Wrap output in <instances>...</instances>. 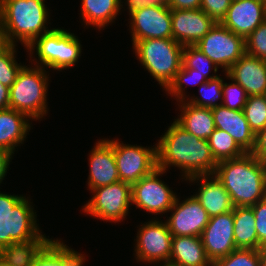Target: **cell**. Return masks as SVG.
I'll return each instance as SVG.
<instances>
[{
	"label": "cell",
	"instance_id": "obj_1",
	"mask_svg": "<svg viewBox=\"0 0 266 266\" xmlns=\"http://www.w3.org/2000/svg\"><path fill=\"white\" fill-rule=\"evenodd\" d=\"M156 143L157 168L167 172L177 167L182 179L197 175H213L218 163L214 159L208 140L188 133L175 120Z\"/></svg>",
	"mask_w": 266,
	"mask_h": 266
},
{
	"label": "cell",
	"instance_id": "obj_2",
	"mask_svg": "<svg viewBox=\"0 0 266 266\" xmlns=\"http://www.w3.org/2000/svg\"><path fill=\"white\" fill-rule=\"evenodd\" d=\"M214 175L229 193L234 207H251L266 198V163L252 153L218 162Z\"/></svg>",
	"mask_w": 266,
	"mask_h": 266
},
{
	"label": "cell",
	"instance_id": "obj_3",
	"mask_svg": "<svg viewBox=\"0 0 266 266\" xmlns=\"http://www.w3.org/2000/svg\"><path fill=\"white\" fill-rule=\"evenodd\" d=\"M36 212L0 216V257L13 266H30L52 240L37 224Z\"/></svg>",
	"mask_w": 266,
	"mask_h": 266
},
{
	"label": "cell",
	"instance_id": "obj_4",
	"mask_svg": "<svg viewBox=\"0 0 266 266\" xmlns=\"http://www.w3.org/2000/svg\"><path fill=\"white\" fill-rule=\"evenodd\" d=\"M49 13L45 0L0 1V15L11 45L20 41L26 48L36 38L51 31L47 27Z\"/></svg>",
	"mask_w": 266,
	"mask_h": 266
},
{
	"label": "cell",
	"instance_id": "obj_5",
	"mask_svg": "<svg viewBox=\"0 0 266 266\" xmlns=\"http://www.w3.org/2000/svg\"><path fill=\"white\" fill-rule=\"evenodd\" d=\"M144 69L166 90L183 63V45L173 38L138 40L132 44Z\"/></svg>",
	"mask_w": 266,
	"mask_h": 266
},
{
	"label": "cell",
	"instance_id": "obj_6",
	"mask_svg": "<svg viewBox=\"0 0 266 266\" xmlns=\"http://www.w3.org/2000/svg\"><path fill=\"white\" fill-rule=\"evenodd\" d=\"M49 75L41 66L23 65L10 87L9 108L26 114L32 121L44 118L49 109Z\"/></svg>",
	"mask_w": 266,
	"mask_h": 266
},
{
	"label": "cell",
	"instance_id": "obj_7",
	"mask_svg": "<svg viewBox=\"0 0 266 266\" xmlns=\"http://www.w3.org/2000/svg\"><path fill=\"white\" fill-rule=\"evenodd\" d=\"M25 49L30 52L29 58L34 65L61 71L76 65L81 56L82 45L74 33L63 28H52L51 31L36 38ZM34 51L35 56L38 55V60L32 55Z\"/></svg>",
	"mask_w": 266,
	"mask_h": 266
},
{
	"label": "cell",
	"instance_id": "obj_8",
	"mask_svg": "<svg viewBox=\"0 0 266 266\" xmlns=\"http://www.w3.org/2000/svg\"><path fill=\"white\" fill-rule=\"evenodd\" d=\"M92 198L82 206L84 213L109 222H121L132 205V185L118 181L90 190Z\"/></svg>",
	"mask_w": 266,
	"mask_h": 266
},
{
	"label": "cell",
	"instance_id": "obj_9",
	"mask_svg": "<svg viewBox=\"0 0 266 266\" xmlns=\"http://www.w3.org/2000/svg\"><path fill=\"white\" fill-rule=\"evenodd\" d=\"M222 71L227 72L245 53V38L235 34L221 23L213 28L195 45Z\"/></svg>",
	"mask_w": 266,
	"mask_h": 266
},
{
	"label": "cell",
	"instance_id": "obj_10",
	"mask_svg": "<svg viewBox=\"0 0 266 266\" xmlns=\"http://www.w3.org/2000/svg\"><path fill=\"white\" fill-rule=\"evenodd\" d=\"M114 149L120 181L133 185L157 168L156 144L153 147L120 143L109 140Z\"/></svg>",
	"mask_w": 266,
	"mask_h": 266
},
{
	"label": "cell",
	"instance_id": "obj_11",
	"mask_svg": "<svg viewBox=\"0 0 266 266\" xmlns=\"http://www.w3.org/2000/svg\"><path fill=\"white\" fill-rule=\"evenodd\" d=\"M173 235L165 221L156 217L139 226L135 243V259L144 264L169 262Z\"/></svg>",
	"mask_w": 266,
	"mask_h": 266
},
{
	"label": "cell",
	"instance_id": "obj_12",
	"mask_svg": "<svg viewBox=\"0 0 266 266\" xmlns=\"http://www.w3.org/2000/svg\"><path fill=\"white\" fill-rule=\"evenodd\" d=\"M166 171L156 168L132 185V205L150 214H165L173 206L177 194L159 176Z\"/></svg>",
	"mask_w": 266,
	"mask_h": 266
},
{
	"label": "cell",
	"instance_id": "obj_13",
	"mask_svg": "<svg viewBox=\"0 0 266 266\" xmlns=\"http://www.w3.org/2000/svg\"><path fill=\"white\" fill-rule=\"evenodd\" d=\"M129 17L132 44L143 39L172 38L171 9L167 5L147 6Z\"/></svg>",
	"mask_w": 266,
	"mask_h": 266
},
{
	"label": "cell",
	"instance_id": "obj_14",
	"mask_svg": "<svg viewBox=\"0 0 266 266\" xmlns=\"http://www.w3.org/2000/svg\"><path fill=\"white\" fill-rule=\"evenodd\" d=\"M179 199L177 196L168 211L172 213L165 221L169 231L173 236H201L210 218L207 211L193 195Z\"/></svg>",
	"mask_w": 266,
	"mask_h": 266
},
{
	"label": "cell",
	"instance_id": "obj_15",
	"mask_svg": "<svg viewBox=\"0 0 266 266\" xmlns=\"http://www.w3.org/2000/svg\"><path fill=\"white\" fill-rule=\"evenodd\" d=\"M200 237L211 262L226 257L237 249L234 241L233 210L210 217Z\"/></svg>",
	"mask_w": 266,
	"mask_h": 266
},
{
	"label": "cell",
	"instance_id": "obj_16",
	"mask_svg": "<svg viewBox=\"0 0 266 266\" xmlns=\"http://www.w3.org/2000/svg\"><path fill=\"white\" fill-rule=\"evenodd\" d=\"M172 38L179 44L195 45L216 24L202 9L171 10Z\"/></svg>",
	"mask_w": 266,
	"mask_h": 266
},
{
	"label": "cell",
	"instance_id": "obj_17",
	"mask_svg": "<svg viewBox=\"0 0 266 266\" xmlns=\"http://www.w3.org/2000/svg\"><path fill=\"white\" fill-rule=\"evenodd\" d=\"M265 21L264 0H233L221 24L235 34L246 38Z\"/></svg>",
	"mask_w": 266,
	"mask_h": 266
},
{
	"label": "cell",
	"instance_id": "obj_18",
	"mask_svg": "<svg viewBox=\"0 0 266 266\" xmlns=\"http://www.w3.org/2000/svg\"><path fill=\"white\" fill-rule=\"evenodd\" d=\"M88 190L120 181L114 149L109 139H100L89 153Z\"/></svg>",
	"mask_w": 266,
	"mask_h": 266
},
{
	"label": "cell",
	"instance_id": "obj_19",
	"mask_svg": "<svg viewBox=\"0 0 266 266\" xmlns=\"http://www.w3.org/2000/svg\"><path fill=\"white\" fill-rule=\"evenodd\" d=\"M185 181L199 184L200 187L193 196L201 203L209 217L224 214L234 209L229 193L214 174L197 175L187 178Z\"/></svg>",
	"mask_w": 266,
	"mask_h": 266
},
{
	"label": "cell",
	"instance_id": "obj_20",
	"mask_svg": "<svg viewBox=\"0 0 266 266\" xmlns=\"http://www.w3.org/2000/svg\"><path fill=\"white\" fill-rule=\"evenodd\" d=\"M211 111L215 128L227 132L246 153H251L255 147L256 135L243 110H231L221 105Z\"/></svg>",
	"mask_w": 266,
	"mask_h": 266
},
{
	"label": "cell",
	"instance_id": "obj_21",
	"mask_svg": "<svg viewBox=\"0 0 266 266\" xmlns=\"http://www.w3.org/2000/svg\"><path fill=\"white\" fill-rule=\"evenodd\" d=\"M248 96L262 95L266 89V61L244 54L227 71Z\"/></svg>",
	"mask_w": 266,
	"mask_h": 266
},
{
	"label": "cell",
	"instance_id": "obj_22",
	"mask_svg": "<svg viewBox=\"0 0 266 266\" xmlns=\"http://www.w3.org/2000/svg\"><path fill=\"white\" fill-rule=\"evenodd\" d=\"M30 118L12 108L0 109V149L14 154L31 130Z\"/></svg>",
	"mask_w": 266,
	"mask_h": 266
},
{
	"label": "cell",
	"instance_id": "obj_23",
	"mask_svg": "<svg viewBox=\"0 0 266 266\" xmlns=\"http://www.w3.org/2000/svg\"><path fill=\"white\" fill-rule=\"evenodd\" d=\"M181 113L174 119L181 127L192 135L208 140L215 130V123L211 109L195 106L186 102L179 101Z\"/></svg>",
	"mask_w": 266,
	"mask_h": 266
},
{
	"label": "cell",
	"instance_id": "obj_24",
	"mask_svg": "<svg viewBox=\"0 0 266 266\" xmlns=\"http://www.w3.org/2000/svg\"><path fill=\"white\" fill-rule=\"evenodd\" d=\"M169 262L178 266H212L200 236H173Z\"/></svg>",
	"mask_w": 266,
	"mask_h": 266
},
{
	"label": "cell",
	"instance_id": "obj_25",
	"mask_svg": "<svg viewBox=\"0 0 266 266\" xmlns=\"http://www.w3.org/2000/svg\"><path fill=\"white\" fill-rule=\"evenodd\" d=\"M123 6L121 0H82L80 17L85 27L93 26L100 31L115 22Z\"/></svg>",
	"mask_w": 266,
	"mask_h": 266
},
{
	"label": "cell",
	"instance_id": "obj_26",
	"mask_svg": "<svg viewBox=\"0 0 266 266\" xmlns=\"http://www.w3.org/2000/svg\"><path fill=\"white\" fill-rule=\"evenodd\" d=\"M86 257L60 239H52L36 256L30 266H83Z\"/></svg>",
	"mask_w": 266,
	"mask_h": 266
},
{
	"label": "cell",
	"instance_id": "obj_27",
	"mask_svg": "<svg viewBox=\"0 0 266 266\" xmlns=\"http://www.w3.org/2000/svg\"><path fill=\"white\" fill-rule=\"evenodd\" d=\"M13 154L0 149V185L3 182ZM31 199L22 195H11L0 191V216H18L35 212Z\"/></svg>",
	"mask_w": 266,
	"mask_h": 266
},
{
	"label": "cell",
	"instance_id": "obj_28",
	"mask_svg": "<svg viewBox=\"0 0 266 266\" xmlns=\"http://www.w3.org/2000/svg\"><path fill=\"white\" fill-rule=\"evenodd\" d=\"M233 217L236 248L258 250V235L252 207H234Z\"/></svg>",
	"mask_w": 266,
	"mask_h": 266
},
{
	"label": "cell",
	"instance_id": "obj_29",
	"mask_svg": "<svg viewBox=\"0 0 266 266\" xmlns=\"http://www.w3.org/2000/svg\"><path fill=\"white\" fill-rule=\"evenodd\" d=\"M211 153L216 162L242 157L246 152L225 131L215 128L208 138Z\"/></svg>",
	"mask_w": 266,
	"mask_h": 266
},
{
	"label": "cell",
	"instance_id": "obj_30",
	"mask_svg": "<svg viewBox=\"0 0 266 266\" xmlns=\"http://www.w3.org/2000/svg\"><path fill=\"white\" fill-rule=\"evenodd\" d=\"M223 78L218 76L214 79L208 80L199 86V94L201 97L189 96L185 99L186 102L199 107L214 109L221 106L223 102ZM196 97V98H195ZM218 100L220 103H217Z\"/></svg>",
	"mask_w": 266,
	"mask_h": 266
},
{
	"label": "cell",
	"instance_id": "obj_31",
	"mask_svg": "<svg viewBox=\"0 0 266 266\" xmlns=\"http://www.w3.org/2000/svg\"><path fill=\"white\" fill-rule=\"evenodd\" d=\"M182 66L186 69H195L196 73L203 75L207 80H211L219 76L217 75L218 67L194 45L183 46ZM211 70L214 71L212 76L209 75Z\"/></svg>",
	"mask_w": 266,
	"mask_h": 266
},
{
	"label": "cell",
	"instance_id": "obj_32",
	"mask_svg": "<svg viewBox=\"0 0 266 266\" xmlns=\"http://www.w3.org/2000/svg\"><path fill=\"white\" fill-rule=\"evenodd\" d=\"M208 81L203 75L196 73L195 69H186L183 66L176 74L174 81L165 90L169 96L175 97L176 101H182L188 98L189 95L185 94L186 85H201Z\"/></svg>",
	"mask_w": 266,
	"mask_h": 266
},
{
	"label": "cell",
	"instance_id": "obj_33",
	"mask_svg": "<svg viewBox=\"0 0 266 266\" xmlns=\"http://www.w3.org/2000/svg\"><path fill=\"white\" fill-rule=\"evenodd\" d=\"M243 112L251 130L257 135L266 126V102L262 95L248 96Z\"/></svg>",
	"mask_w": 266,
	"mask_h": 266
},
{
	"label": "cell",
	"instance_id": "obj_34",
	"mask_svg": "<svg viewBox=\"0 0 266 266\" xmlns=\"http://www.w3.org/2000/svg\"><path fill=\"white\" fill-rule=\"evenodd\" d=\"M212 266H261V253L255 249L237 248L228 256L213 261Z\"/></svg>",
	"mask_w": 266,
	"mask_h": 266
},
{
	"label": "cell",
	"instance_id": "obj_35",
	"mask_svg": "<svg viewBox=\"0 0 266 266\" xmlns=\"http://www.w3.org/2000/svg\"><path fill=\"white\" fill-rule=\"evenodd\" d=\"M10 45L7 49L0 52V83L7 87H11L15 82L17 74L23 66L21 62L16 61V47Z\"/></svg>",
	"mask_w": 266,
	"mask_h": 266
},
{
	"label": "cell",
	"instance_id": "obj_36",
	"mask_svg": "<svg viewBox=\"0 0 266 266\" xmlns=\"http://www.w3.org/2000/svg\"><path fill=\"white\" fill-rule=\"evenodd\" d=\"M225 77L231 80V83L223 81V102L222 106L231 110H243L248 99L247 92L233 79H231L227 72L224 73Z\"/></svg>",
	"mask_w": 266,
	"mask_h": 266
},
{
	"label": "cell",
	"instance_id": "obj_37",
	"mask_svg": "<svg viewBox=\"0 0 266 266\" xmlns=\"http://www.w3.org/2000/svg\"><path fill=\"white\" fill-rule=\"evenodd\" d=\"M246 54L266 61V21L245 38Z\"/></svg>",
	"mask_w": 266,
	"mask_h": 266
},
{
	"label": "cell",
	"instance_id": "obj_38",
	"mask_svg": "<svg viewBox=\"0 0 266 266\" xmlns=\"http://www.w3.org/2000/svg\"><path fill=\"white\" fill-rule=\"evenodd\" d=\"M232 1L233 0H201L200 9L216 23H221Z\"/></svg>",
	"mask_w": 266,
	"mask_h": 266
},
{
	"label": "cell",
	"instance_id": "obj_39",
	"mask_svg": "<svg viewBox=\"0 0 266 266\" xmlns=\"http://www.w3.org/2000/svg\"><path fill=\"white\" fill-rule=\"evenodd\" d=\"M252 207L255 216V227L258 235V250L266 244V198Z\"/></svg>",
	"mask_w": 266,
	"mask_h": 266
},
{
	"label": "cell",
	"instance_id": "obj_40",
	"mask_svg": "<svg viewBox=\"0 0 266 266\" xmlns=\"http://www.w3.org/2000/svg\"><path fill=\"white\" fill-rule=\"evenodd\" d=\"M251 153L266 163V126L256 135L255 147Z\"/></svg>",
	"mask_w": 266,
	"mask_h": 266
},
{
	"label": "cell",
	"instance_id": "obj_41",
	"mask_svg": "<svg viewBox=\"0 0 266 266\" xmlns=\"http://www.w3.org/2000/svg\"><path fill=\"white\" fill-rule=\"evenodd\" d=\"M201 0H167V6L171 10L199 9Z\"/></svg>",
	"mask_w": 266,
	"mask_h": 266
},
{
	"label": "cell",
	"instance_id": "obj_42",
	"mask_svg": "<svg viewBox=\"0 0 266 266\" xmlns=\"http://www.w3.org/2000/svg\"><path fill=\"white\" fill-rule=\"evenodd\" d=\"M125 2H123V0H121V3H124L127 7V10H128V14L129 16L135 12V11H138V10H141L143 9L144 7H147L149 6L145 0H124Z\"/></svg>",
	"mask_w": 266,
	"mask_h": 266
},
{
	"label": "cell",
	"instance_id": "obj_43",
	"mask_svg": "<svg viewBox=\"0 0 266 266\" xmlns=\"http://www.w3.org/2000/svg\"><path fill=\"white\" fill-rule=\"evenodd\" d=\"M10 88L0 83V109L9 108Z\"/></svg>",
	"mask_w": 266,
	"mask_h": 266
},
{
	"label": "cell",
	"instance_id": "obj_44",
	"mask_svg": "<svg viewBox=\"0 0 266 266\" xmlns=\"http://www.w3.org/2000/svg\"><path fill=\"white\" fill-rule=\"evenodd\" d=\"M10 45L11 44L9 43L7 35H6L5 25L0 15V52L7 49Z\"/></svg>",
	"mask_w": 266,
	"mask_h": 266
},
{
	"label": "cell",
	"instance_id": "obj_45",
	"mask_svg": "<svg viewBox=\"0 0 266 266\" xmlns=\"http://www.w3.org/2000/svg\"><path fill=\"white\" fill-rule=\"evenodd\" d=\"M261 253V266H266V244L259 249Z\"/></svg>",
	"mask_w": 266,
	"mask_h": 266
},
{
	"label": "cell",
	"instance_id": "obj_46",
	"mask_svg": "<svg viewBox=\"0 0 266 266\" xmlns=\"http://www.w3.org/2000/svg\"><path fill=\"white\" fill-rule=\"evenodd\" d=\"M145 2L149 5H167V0H145Z\"/></svg>",
	"mask_w": 266,
	"mask_h": 266
},
{
	"label": "cell",
	"instance_id": "obj_47",
	"mask_svg": "<svg viewBox=\"0 0 266 266\" xmlns=\"http://www.w3.org/2000/svg\"><path fill=\"white\" fill-rule=\"evenodd\" d=\"M0 266H13L0 257Z\"/></svg>",
	"mask_w": 266,
	"mask_h": 266
},
{
	"label": "cell",
	"instance_id": "obj_48",
	"mask_svg": "<svg viewBox=\"0 0 266 266\" xmlns=\"http://www.w3.org/2000/svg\"><path fill=\"white\" fill-rule=\"evenodd\" d=\"M159 266H178V265H175V264H172L170 262H165V263H158Z\"/></svg>",
	"mask_w": 266,
	"mask_h": 266
},
{
	"label": "cell",
	"instance_id": "obj_49",
	"mask_svg": "<svg viewBox=\"0 0 266 266\" xmlns=\"http://www.w3.org/2000/svg\"><path fill=\"white\" fill-rule=\"evenodd\" d=\"M262 96L264 97L265 102H266V89H265L264 93L262 94Z\"/></svg>",
	"mask_w": 266,
	"mask_h": 266
}]
</instances>
